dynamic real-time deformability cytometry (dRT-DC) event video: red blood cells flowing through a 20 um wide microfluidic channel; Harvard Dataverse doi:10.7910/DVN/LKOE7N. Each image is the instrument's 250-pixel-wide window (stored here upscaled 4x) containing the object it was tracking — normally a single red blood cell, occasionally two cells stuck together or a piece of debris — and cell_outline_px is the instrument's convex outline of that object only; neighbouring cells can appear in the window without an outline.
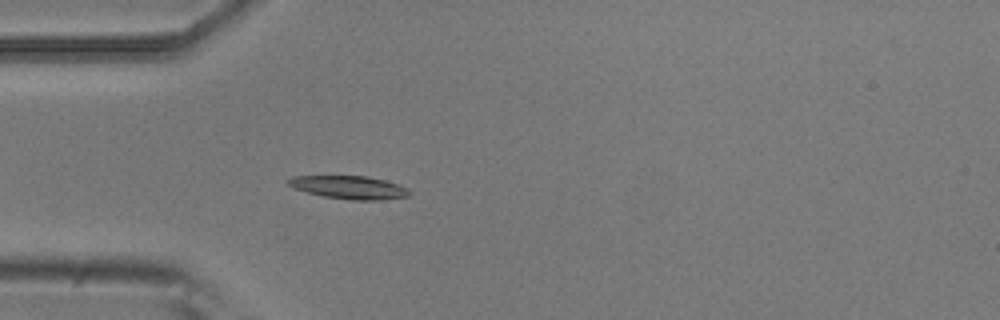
{"species": "common noctule bat (a hibernating species)", "species_latin": "Nyctalus noctula", "temperature_condition": "room temperature", "stored_images_in_passage": 4, "camera_frame_rate_fps": 3000, "um_per_image_px": 0.085, "animal": {"sex": "male", "body_mass_g": 20.5, "forearm_length_mm": 52.5}, "frame": {"image": 1, "passage_image": 4, "time_ms": 1.0, "image_size_px": [1000, 320], "cell_outline_px": [[412, 192], [408, 196], [384, 200], [348, 200], [320, 196], [292, 188], [288, 184], [288, 180], [292, 176], [368, 176], [400, 184], [408, 188]], "centroid_in_image_um": [29.71, 15.94], "position_along_channel_um": 55.3, "area_um2": 16.59}}